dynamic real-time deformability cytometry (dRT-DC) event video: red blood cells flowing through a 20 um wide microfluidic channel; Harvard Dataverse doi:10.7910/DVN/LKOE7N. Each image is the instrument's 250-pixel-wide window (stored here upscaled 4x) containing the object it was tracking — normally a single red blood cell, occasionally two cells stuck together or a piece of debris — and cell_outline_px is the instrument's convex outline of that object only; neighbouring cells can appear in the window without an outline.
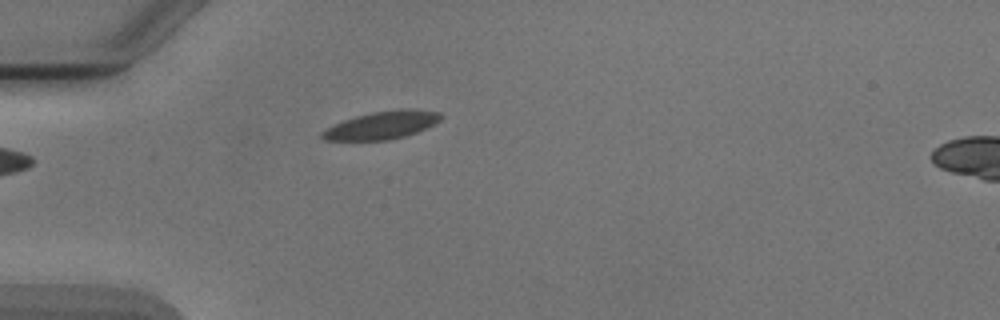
{"species": "Egyptian fruit bat (a non-hibernating species)", "species_latin": "Rousettus aegyptiacus", "temperature_condition": "cold", "stored_images_in_passage": 5, "camera_frame_rate_fps": 3000, "um_per_image_px": 0.085, "animal": {"sex": "male"}, "frame": {"image": 1, "passage_image": 5, "time_ms": 4.667, "image_size_px": [1000, 320], "cell_outline_px": [[444, 116], [440, 120], [416, 132], [404, 136], [388, 140], [324, 140], [320, 136], [320, 132], [344, 120], [356, 116], [372, 112], [400, 108], [412, 108], [440, 112]], "centroid_in_image_um": [32.48, 10.62], "position_along_channel_um": 52.5, "area_um2": 19.13}}